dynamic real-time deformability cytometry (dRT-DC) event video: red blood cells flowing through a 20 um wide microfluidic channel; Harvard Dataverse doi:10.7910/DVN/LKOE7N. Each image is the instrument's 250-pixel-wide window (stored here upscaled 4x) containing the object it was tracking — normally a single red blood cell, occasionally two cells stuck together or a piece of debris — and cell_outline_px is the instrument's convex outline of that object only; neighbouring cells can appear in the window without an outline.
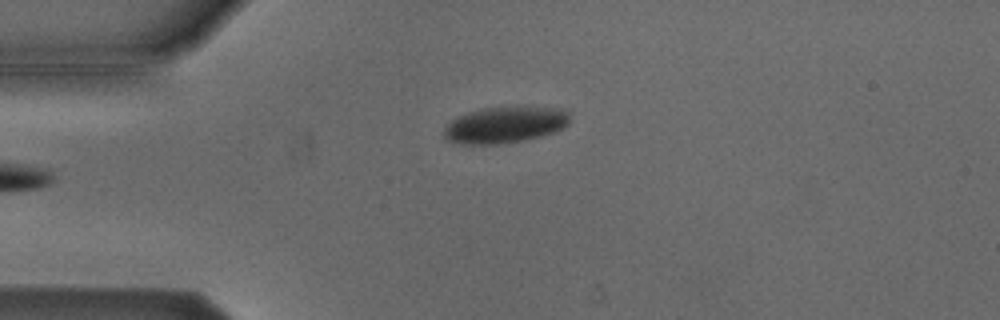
{"species": "Egyptian fruit bat (a non-hibernating species)", "species_latin": "Rousettus aegyptiacus", "temperature_condition": "cold", "stored_images_in_passage": 5, "camera_frame_rate_fps": 3000, "um_per_image_px": 0.085, "animal": {"sex": "male"}, "frame": {"image": 1, "passage_image": 5, "time_ms": 1.333, "image_size_px": [1000, 320], "cell_outline_px": [[568, 124], [564, 128], [556, 132], [524, 140], [500, 144], [460, 144], [444, 140], [444, 128], [452, 120], [468, 112], [480, 108], [516, 104], [564, 108], [568, 112]], "centroid_in_image_um": [42.96, 10.57], "position_along_channel_um": 42.0, "area_um2": 27.63}}